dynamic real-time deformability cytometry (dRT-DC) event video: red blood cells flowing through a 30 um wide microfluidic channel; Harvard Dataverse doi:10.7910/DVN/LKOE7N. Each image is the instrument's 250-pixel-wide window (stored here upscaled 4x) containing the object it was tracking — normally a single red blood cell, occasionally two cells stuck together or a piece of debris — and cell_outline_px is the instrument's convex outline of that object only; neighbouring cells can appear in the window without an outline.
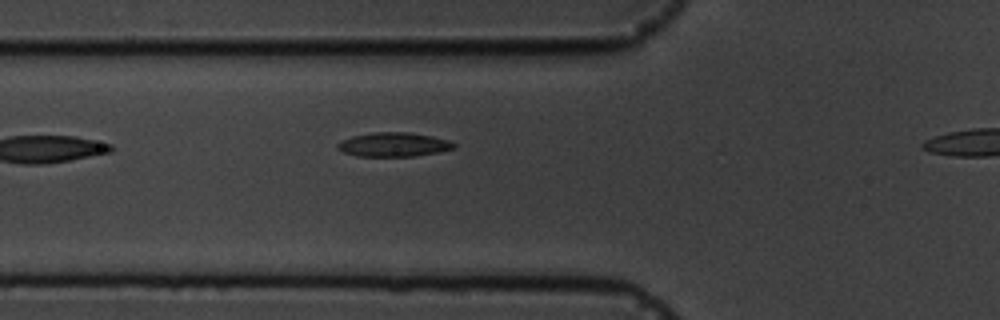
{"species": "common noctule bat (a hibernating species)", "species_latin": "Nyctalus noctula", "temperature_condition": "cold", "stored_images_in_passage": 7, "camera_frame_rate_fps": 3000, "um_per_image_px": 0.085, "animal": {"sex": "male", "body_mass_g": 19.5, "forearm_length_mm": 54.6}, "frame": {"image": 1, "passage_image": 6, "time_ms": 6.0, "image_size_px": [1000, 320], "cell_outline_px": [[456, 148], [440, 152], [412, 156], [356, 156], [344, 152], [336, 148], [336, 144], [340, 140], [352, 136], [376, 132], [408, 132], [432, 136], [448, 140], [456, 144]], "centroid_in_image_um": [33.45, 12.29], "position_along_channel_um": 92.3, "area_um2": 16.42}}